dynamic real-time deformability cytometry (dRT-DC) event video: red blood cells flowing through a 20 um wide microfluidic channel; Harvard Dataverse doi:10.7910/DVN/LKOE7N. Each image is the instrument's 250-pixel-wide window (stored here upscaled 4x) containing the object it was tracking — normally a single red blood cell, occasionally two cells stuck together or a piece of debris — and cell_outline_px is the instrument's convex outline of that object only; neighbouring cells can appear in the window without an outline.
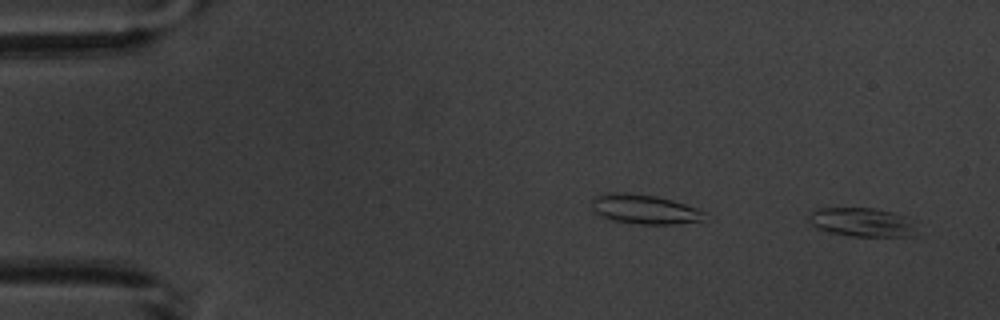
{"species": "common noctule bat (a hibernating species)", "species_latin": "Nyctalus noctula", "temperature_condition": "warm", "stored_images_in_passage": 2, "camera_frame_rate_fps": 3000, "um_per_image_px": 0.085, "animal": {"sex": "male", "body_mass_g": 20.1, "forearm_length_mm": 53.5}, "frame": {"image": 1, "passage_image": 2, "time_ms": 1.0, "image_size_px": [1000, 320], "cell_outline_px": [[916, 220], [908, 236], [852, 236], [828, 232], [816, 228], [808, 220], [808, 216], [812, 212], [820, 208], [872, 208], [896, 212]], "centroid_in_image_um": [73.24, 18.87], "position_along_channel_um": 11.8, "area_um2": 18.03}}